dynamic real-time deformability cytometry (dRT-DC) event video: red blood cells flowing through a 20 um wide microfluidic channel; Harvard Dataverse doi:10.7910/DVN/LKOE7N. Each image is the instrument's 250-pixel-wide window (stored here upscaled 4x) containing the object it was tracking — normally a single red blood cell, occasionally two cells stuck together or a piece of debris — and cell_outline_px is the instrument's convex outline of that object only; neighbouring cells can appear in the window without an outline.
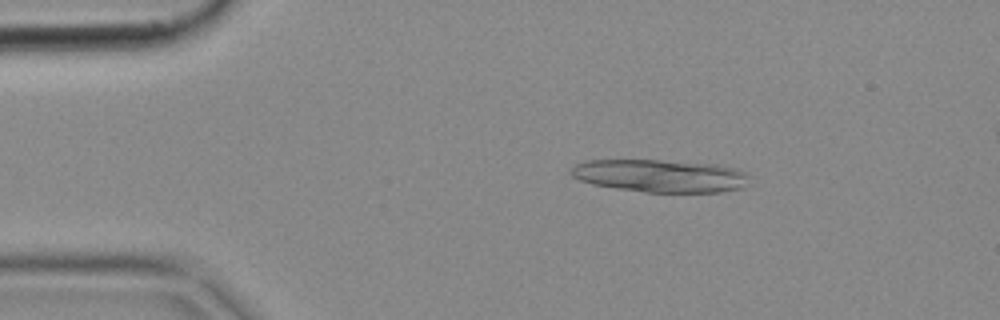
{"species": "common noctule bat (a hibernating species)", "species_latin": "Nyctalus noctula", "temperature_condition": "cold", "stored_images_in_passage": 6, "segment_of_instrument_passage": [1, 2], "camera_frame_rate_fps": 3000, "um_per_image_px": 0.085, "animal": {"sex": "female", "body_mass_g": 18.4}, "frame": {"image": 1, "passage_image": 2, "time_ms": 0.333, "image_size_px": [1000, 320], "cell_outline_px": [[748, 176], [740, 188], [720, 192], [644, 192], [616, 188], [592, 184], [580, 180], [572, 176], [572, 168], [576, 164], [588, 160], [660, 160], [720, 164], [736, 168], [744, 172]], "centroid_in_image_um": [56.1, 14.94], "position_along_channel_um": 28.9, "area_um2": 33.81}}